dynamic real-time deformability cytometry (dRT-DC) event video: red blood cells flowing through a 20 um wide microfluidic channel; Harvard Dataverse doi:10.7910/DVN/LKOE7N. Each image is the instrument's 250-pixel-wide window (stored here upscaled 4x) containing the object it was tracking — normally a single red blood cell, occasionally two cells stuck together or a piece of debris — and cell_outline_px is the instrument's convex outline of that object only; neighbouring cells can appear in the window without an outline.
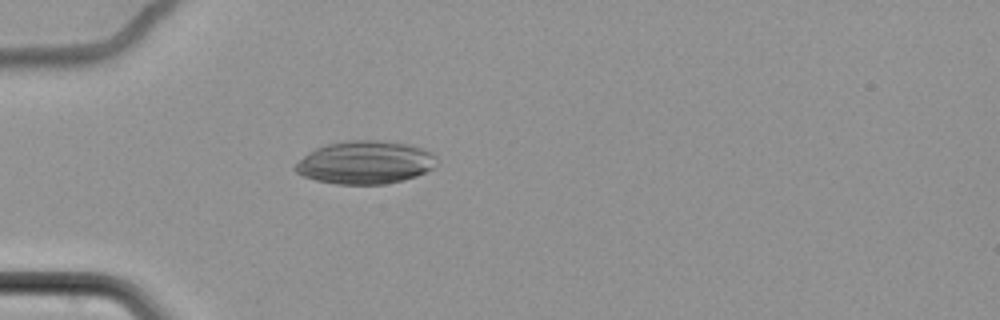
{"species": "common noctule bat (a hibernating species)", "species_latin": "Nyctalus noctula", "temperature_condition": "cold", "stored_images_in_passage": 62, "camera_frame_rate_fps": 3000, "um_per_image_px": 0.085, "animal": {"sex": "female", "body_mass_g": 22.7, "forearm_length_mm": 54.2}, "frame": {"image": 1, "passage_image": 20, "time_ms": 6.333, "image_size_px": [1000, 320], "cell_outline_px": [[436, 156], [432, 168], [416, 176], [404, 180], [384, 184], [336, 184], [316, 180], [304, 176], [296, 172], [292, 168], [308, 152], [316, 148], [328, 144], [344, 140], [380, 140], [408, 144], [424, 148], [432, 152]], "centroid_in_image_um": [31.03, 13.8], "position_along_channel_um": 54.0, "area_um2": 35.43}}
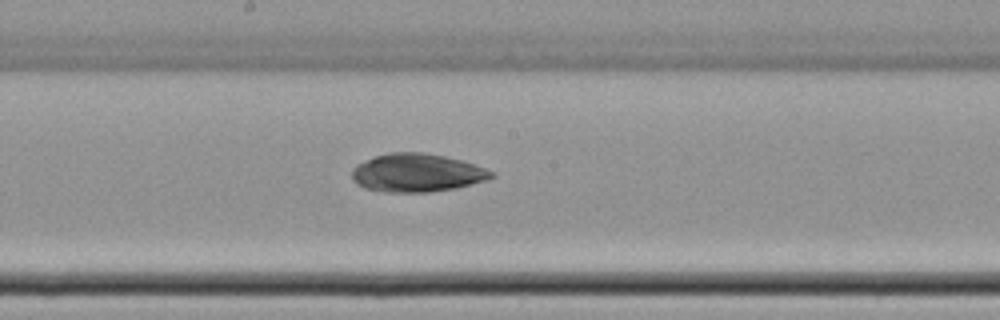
{"frame": {"image": 2, "passage_image": 35, "time_ms": 11.333, "image_size_px": [1000, 320], "cell_outline_px": [[496, 176], [488, 180], [456, 188], [428, 192], [384, 192], [364, 188], [356, 184], [352, 180], [352, 168], [356, 164], [364, 160], [388, 152], [424, 152], [444, 156], [460, 160], [496, 172]], "centroid_in_image_um": [35.42, 14.69], "position_along_channel_um": 212.8, "area_um2": 31.33}}
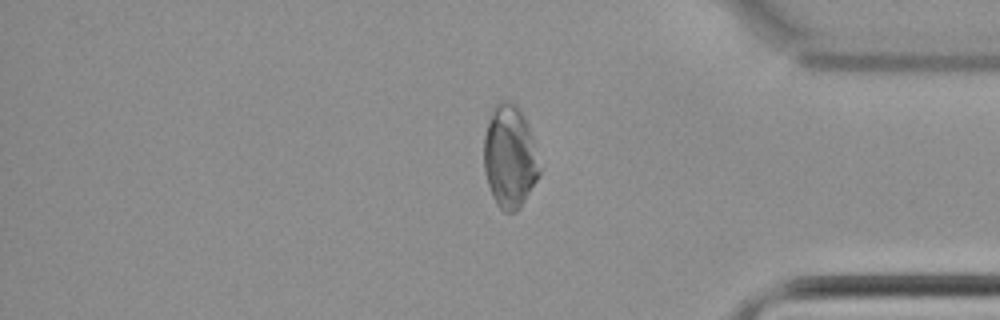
{"frame": {"image": 3, "passage_image": 52, "time_ms": 17.0, "image_size_px": [1000, 320], "cell_outline_px": [[540, 176], [520, 208], [516, 212], [504, 212], [496, 204], [492, 196], [484, 172], [484, 136], [492, 108], [500, 100], [508, 100], [516, 104], [524, 116], [528, 124], [532, 136], [540, 168]], "centroid_in_image_um": [43.32, 13.33], "position_along_channel_um": 391.9, "area_um2": 33.52}}